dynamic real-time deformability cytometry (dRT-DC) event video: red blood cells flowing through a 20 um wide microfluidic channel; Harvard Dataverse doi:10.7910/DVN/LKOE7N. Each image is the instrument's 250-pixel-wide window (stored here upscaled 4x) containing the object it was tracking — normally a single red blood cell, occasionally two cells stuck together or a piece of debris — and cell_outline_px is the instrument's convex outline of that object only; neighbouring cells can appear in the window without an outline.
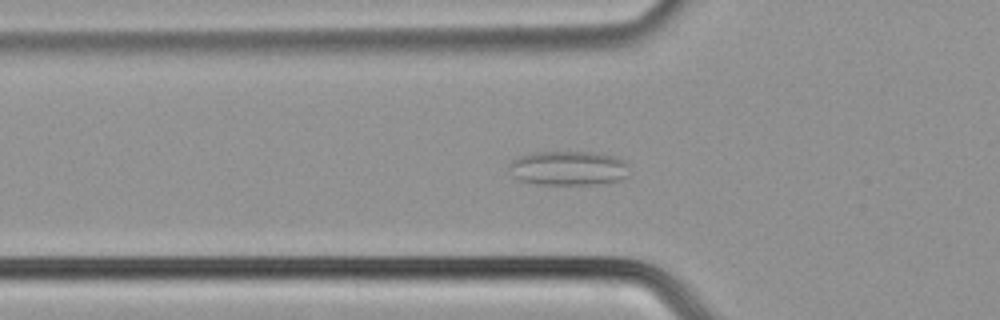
{"species": "common noctule bat (a hibernating species)", "species_latin": "Nyctalus noctula", "temperature_condition": "cold", "stored_images_in_passage": 52, "camera_frame_rate_fps": 3000, "um_per_image_px": 0.085, "animal": {"sex": "male", "body_mass_g": 21.5, "forearm_length_mm": 52.0}, "frame": {"image": 1, "passage_image": 18, "time_ms": 5.667, "image_size_px": [1000, 320], "cell_outline_px": [[628, 176], [620, 180], [600, 184], [536, 184], [520, 180], [512, 176], [508, 168], [508, 164], [512, 160], [520, 156], [536, 152], [596, 152], [612, 156], [624, 160], [628, 164]], "centroid_in_image_um": [48.31, 14.3], "position_along_channel_um": 77.5, "area_um2": 24.28}}
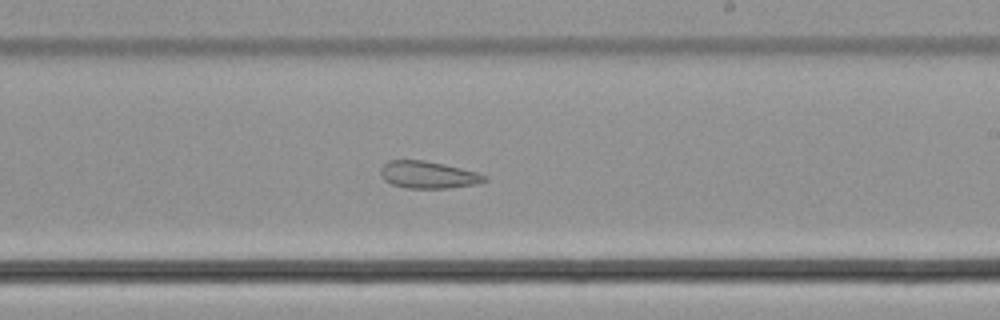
{"frame": {"image": 2, "passage_image": 31, "time_ms": 10.0, "image_size_px": [1000, 320], "cell_outline_px": [[488, 180], [476, 184], [452, 188], [408, 188], [392, 184], [384, 180], [380, 172], [380, 168], [388, 160], [424, 160], [444, 164], [476, 172], [488, 176]], "centroid_in_image_um": [36.4, 14.86], "position_along_channel_um": 252.6, "area_um2": 16.47}}
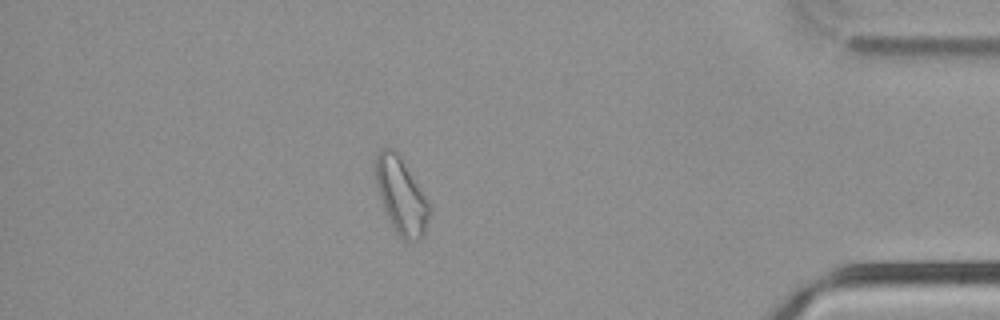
{"frame": {"image": 3, "passage_image": 45, "time_ms": 14.667, "image_size_px": [1000, 320], "cell_outline_px": [[428, 216], [424, 236], [420, 240], [404, 240], [396, 232], [384, 208], [376, 184], [376, 152], [380, 148], [396, 148], [400, 152], [428, 200]], "centroid_in_image_um": [34.1, 16.56], "position_along_channel_um": 401.1, "area_um2": 23.81}}